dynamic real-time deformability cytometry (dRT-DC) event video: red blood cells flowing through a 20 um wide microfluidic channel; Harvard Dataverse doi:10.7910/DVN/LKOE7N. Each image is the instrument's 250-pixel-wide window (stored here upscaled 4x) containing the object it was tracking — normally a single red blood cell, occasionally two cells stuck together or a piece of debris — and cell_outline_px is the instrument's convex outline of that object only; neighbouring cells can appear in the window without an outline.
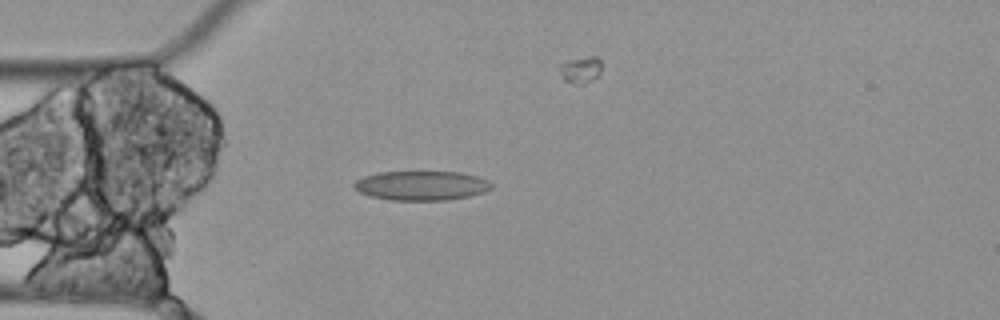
{"species": "Egyptian fruit bat (a non-hibernating species)", "species_latin": "Rousettus aegyptiacus", "temperature_condition": "cold", "stored_images_in_passage": 12, "camera_frame_rate_fps": 3000, "um_per_image_px": 0.085, "animal": {"sex": "female"}, "frame": {"image": 1, "passage_image": 4, "time_ms": 1.0, "image_size_px": [1000, 320], "cell_outline_px": [[492, 188], [484, 192], [468, 196], [448, 200], [388, 200], [368, 196], [352, 188], [352, 184], [356, 180], [364, 176], [380, 172], [460, 172], [476, 176], [488, 180], [492, 184]], "centroid_in_image_um": [35.78, 15.78], "position_along_channel_um": 49.2, "area_um2": 23.64}}